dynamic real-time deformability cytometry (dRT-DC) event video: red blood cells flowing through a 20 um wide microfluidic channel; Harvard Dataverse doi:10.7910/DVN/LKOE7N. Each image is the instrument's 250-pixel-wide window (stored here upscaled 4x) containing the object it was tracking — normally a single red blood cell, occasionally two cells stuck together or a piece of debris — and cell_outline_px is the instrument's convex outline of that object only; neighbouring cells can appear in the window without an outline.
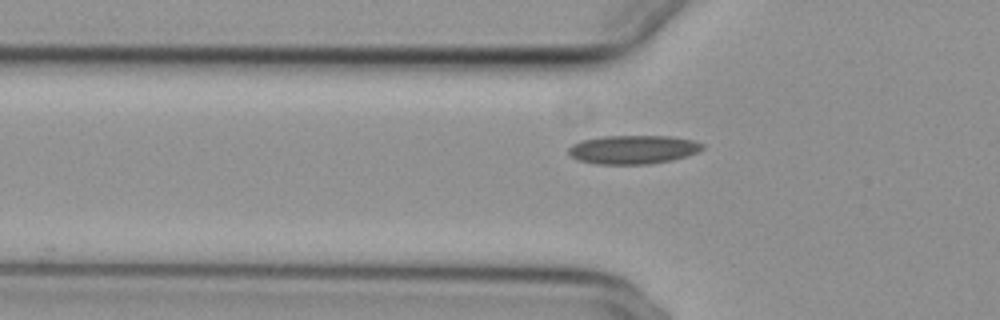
{"species": "common noctule bat (a hibernating species)", "species_latin": "Nyctalus noctula", "temperature_condition": "cold", "stored_images_in_passage": 37, "camera_frame_rate_fps": 3000, "um_per_image_px": 0.085, "animal": {"sex": "female", "body_mass_g": 29.2, "forearm_length_mm": 56.3}, "frame": {"image": 1, "passage_image": 7, "time_ms": 2.0, "image_size_px": [1000, 320], "cell_outline_px": [[704, 148], [700, 152], [672, 160], [648, 164], [596, 164], [576, 160], [568, 156], [568, 148], [572, 144], [580, 140], [604, 136], [672, 136], [692, 140], [704, 144]], "centroid_in_image_um": [53.78, 12.71], "position_along_channel_um": 72.0, "area_um2": 22.72}}
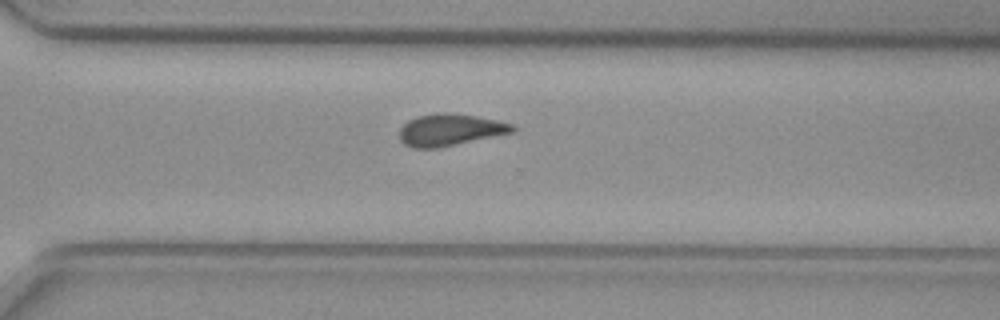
{"frame": {"image": 2, "passage_image": 28, "time_ms": 9.0, "image_size_px": [1000, 320], "cell_outline_px": [[516, 132], [440, 148], [412, 148], [404, 144], [400, 140], [400, 128], [408, 120], [416, 116], [440, 112], [444, 112], [476, 116], [496, 120], [512, 124], [516, 128]], "centroid_in_image_um": [38.26, 11.05], "position_along_channel_um": 332.3, "area_um2": 21.21}}
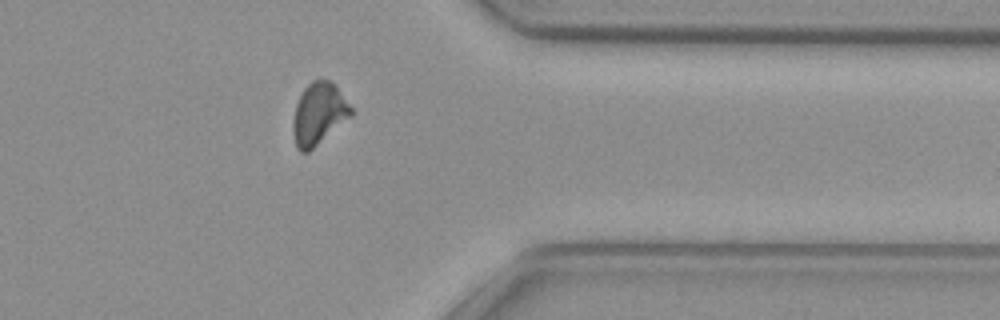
{"frame": {"image": 3, "passage_image": 33, "time_ms": 10.667, "image_size_px": [1000, 320], "cell_outline_px": [[356, 112], [352, 116], [308, 152], [300, 152], [296, 148], [292, 132], [292, 120], [296, 104], [304, 88], [312, 80], [328, 80], [336, 84]], "centroid_in_image_um": [27.11, 9.67], "position_along_channel_um": 384.3, "area_um2": 21.27}, "authors_computed_cell_mechanics": {"area_um2": 21.2126, "velocity_mm_per_s": 3.7272, "shape_relaxation_time_tau1_ms": null, "shape_relaxation_time_tau2_ms": 5.8436, "deformation_change_tau1": null, "deformation_change_tau2": 0.0933}}